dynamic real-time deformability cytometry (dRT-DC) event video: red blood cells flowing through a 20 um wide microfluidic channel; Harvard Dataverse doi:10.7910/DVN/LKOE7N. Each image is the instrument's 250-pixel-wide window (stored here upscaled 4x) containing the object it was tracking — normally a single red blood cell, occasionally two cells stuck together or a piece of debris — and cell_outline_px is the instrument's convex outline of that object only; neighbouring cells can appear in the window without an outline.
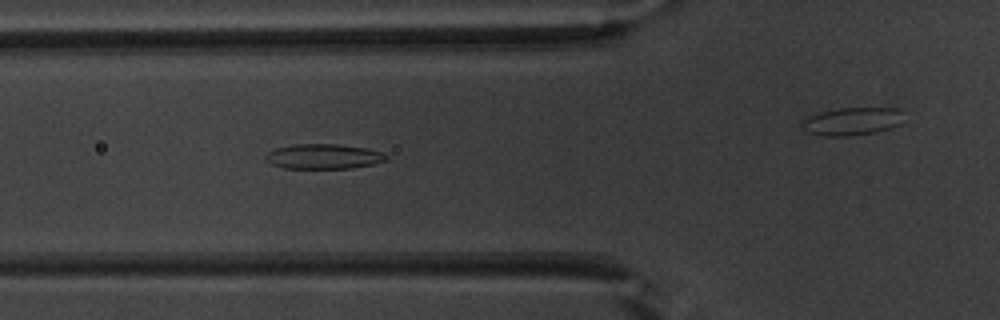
{"species": "common noctule bat (a hibernating species)", "species_latin": "Nyctalus noctula", "temperature_condition": "warm", "stored_images_in_passage": 27, "camera_frame_rate_fps": 3000, "um_per_image_px": 0.085, "animal": {"sex": "male", "body_mass_g": 20.1, "forearm_length_mm": 53.5}, "frame": {"image": 1, "passage_image": 3, "time_ms": 0.667, "image_size_px": [1000, 320], "cell_outline_px": [[388, 160], [372, 164], [348, 168], [284, 168], [272, 164], [264, 160], [264, 156], [268, 152], [276, 148], [292, 144], [340, 144], [368, 148], [384, 152], [388, 156]], "centroid_in_image_um": [27.51, 13.29], "position_along_channel_um": 98.3, "area_um2": 17.69}}
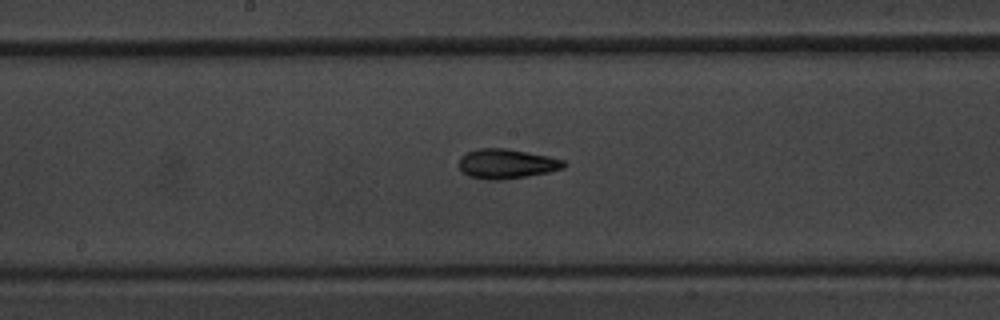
{"frame": {"image": 2, "passage_image": 11, "time_ms": 3.333, "image_size_px": [1000, 320], "cell_outline_px": [[568, 164], [564, 168], [548, 172], [528, 176], [500, 180], [488, 180], [468, 176], [460, 168], [460, 156], [468, 152], [480, 148], [504, 148], [548, 156], [564, 160]], "centroid_in_image_um": [43.08, 13.93], "position_along_channel_um": 205.1, "area_um2": 18.03}}
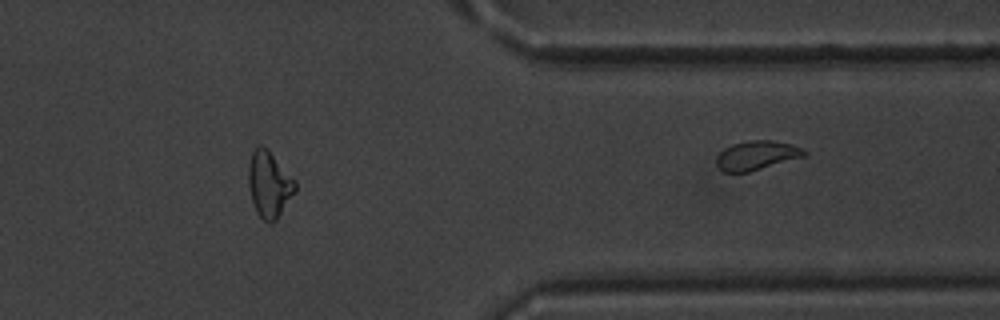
{"frame": {"image": 3, "passage_image": 26, "time_ms": 8.333, "image_size_px": [1000, 320], "cell_outline_px": [[296, 188], [276, 220], [272, 224], [268, 224], [256, 212], [252, 200], [248, 184], [248, 164], [252, 152], [260, 144], [268, 148], [296, 180]], "centroid_in_image_um": [22.87, 15.64], "position_along_channel_um": 388.5, "area_um2": 18.03}}